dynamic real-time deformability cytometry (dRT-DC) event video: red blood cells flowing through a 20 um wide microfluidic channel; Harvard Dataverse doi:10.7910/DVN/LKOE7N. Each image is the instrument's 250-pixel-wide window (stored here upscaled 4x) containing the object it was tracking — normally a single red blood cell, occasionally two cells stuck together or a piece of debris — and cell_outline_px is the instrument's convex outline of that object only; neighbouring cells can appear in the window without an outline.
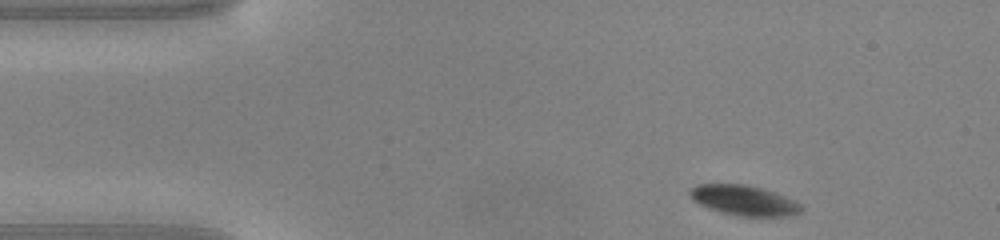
{"species": "common noctule bat (a hibernating species)", "species_latin": "Nyctalus noctula", "temperature_condition": "warm", "stored_images_in_passage": 43, "camera_frame_rate_fps": 3000, "um_per_image_px": 0.085, "animal": {"sex": "male", "body_mass_g": 20.0, "forearm_length_mm": 53.3}, "frame": {"image": 1, "passage_image": 1, "time_ms": 0.0, "image_size_px": [1000, 240], "cell_outline_px": [[804, 208], [800, 212], [784, 216], [740, 216], [720, 212], [708, 208], [692, 200], [688, 192], [696, 184], [744, 184], [760, 188], [796, 200]], "centroid_in_image_um": [63.21, 17.03], "position_along_channel_um": 21.8, "area_um2": 19.42}}
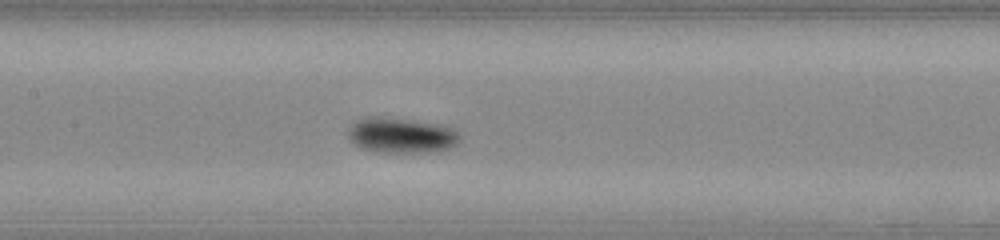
{"frame": {"image": 2, "passage_image": 17, "time_ms": 5.333, "image_size_px": [1000, 240], "cell_outline_px": [[460, 140], [456, 144], [440, 152], [384, 152], [364, 148], [356, 144], [348, 136], [348, 132], [352, 124], [356, 120], [364, 116], [384, 116], [432, 124], [448, 128], [456, 132], [460, 136]], "centroid_in_image_um": [34.08, 11.5], "position_along_channel_um": 173.3, "area_um2": 22.54}}
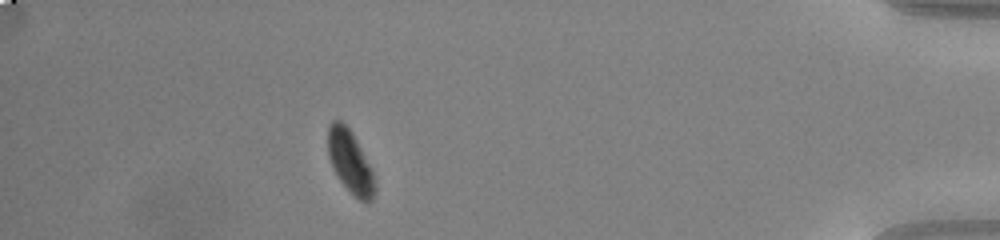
{"frame": {"image": 3, "passage_image": 38, "time_ms": 12.333, "image_size_px": [1000, 240], "cell_outline_px": [[376, 188], [372, 200], [368, 204], [360, 200], [340, 180], [328, 156], [328, 124], [332, 120], [340, 120], [352, 132], [372, 172], [376, 184]], "centroid_in_image_um": [29.76, 13.75], "position_along_channel_um": 405.4, "area_um2": 16.65}, "authors_computed_cell_mechanics": {"area_um2": 19.941, "velocity_mm_per_s": 4.1143, "shape_relaxation_time_tau1_ms": 2.3606, "shape_relaxation_time_tau2_ms": null, "deformation_change_tau1": 0.1113, "deformation_change_tau2": null}}